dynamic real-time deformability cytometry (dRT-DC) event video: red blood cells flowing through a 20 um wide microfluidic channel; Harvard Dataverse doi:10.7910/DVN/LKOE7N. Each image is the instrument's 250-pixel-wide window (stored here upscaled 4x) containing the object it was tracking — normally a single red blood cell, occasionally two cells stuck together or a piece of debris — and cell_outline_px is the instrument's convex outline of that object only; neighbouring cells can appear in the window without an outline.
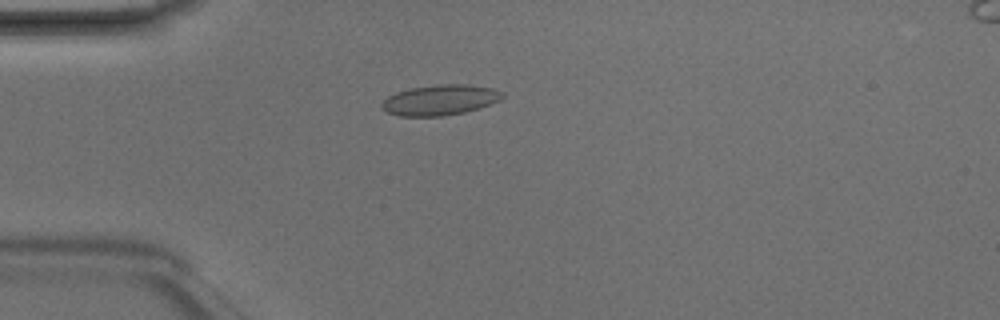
{"species": "Egyptian fruit bat (a non-hibernating species)", "species_latin": "Rousettus aegyptiacus", "temperature_condition": "room temperature", "stored_images_in_passage": 5, "camera_frame_rate_fps": 3000, "um_per_image_px": 0.085, "animal": {"sex": "male"}, "frame": {"image": 1, "passage_image": 5, "time_ms": 1.333, "image_size_px": [1000, 320], "cell_outline_px": [[504, 96], [500, 100], [464, 112], [440, 116], [400, 116], [388, 112], [380, 108], [380, 104], [388, 96], [396, 92], [412, 88], [440, 84], [468, 84], [492, 88], [504, 92]], "centroid_in_image_um": [37.38, 8.49], "position_along_channel_um": 47.6, "area_um2": 21.21}}